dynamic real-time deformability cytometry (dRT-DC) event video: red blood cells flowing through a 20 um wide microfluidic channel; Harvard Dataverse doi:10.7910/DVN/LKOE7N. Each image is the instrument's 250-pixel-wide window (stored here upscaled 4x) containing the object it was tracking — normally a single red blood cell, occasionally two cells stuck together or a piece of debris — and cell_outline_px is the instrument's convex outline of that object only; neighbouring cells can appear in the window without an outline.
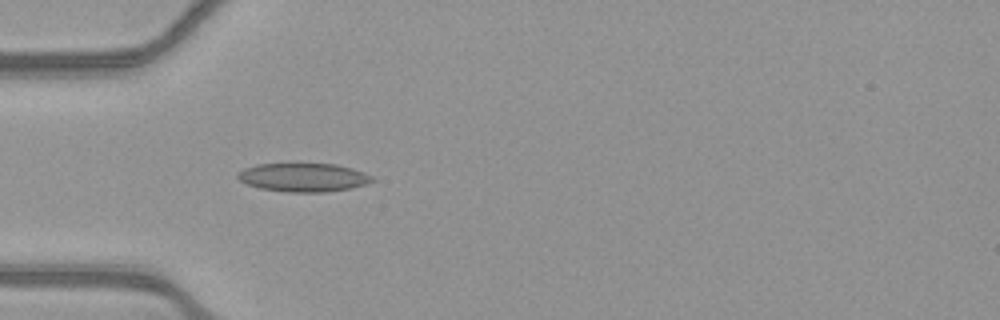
{"species": "common noctule bat (a hibernating species)", "species_latin": "Nyctalus noctula", "temperature_condition": "warm", "stored_images_in_passage": 8, "camera_frame_rate_fps": 3000, "um_per_image_px": 0.085, "animal": {"sex": "female", "body_mass_g": 21.9}, "frame": {"image": 1, "passage_image": 5, "time_ms": 1.333, "image_size_px": [1000, 320], "cell_outline_px": [[376, 180], [352, 188], [324, 192], [288, 192], [260, 188], [248, 184], [240, 180], [236, 176], [236, 172], [244, 168], [256, 164], [336, 164], [352, 168], [364, 172], [372, 176]], "centroid_in_image_um": [25.78, 15.07], "position_along_channel_um": 59.2, "area_um2": 22.37}}